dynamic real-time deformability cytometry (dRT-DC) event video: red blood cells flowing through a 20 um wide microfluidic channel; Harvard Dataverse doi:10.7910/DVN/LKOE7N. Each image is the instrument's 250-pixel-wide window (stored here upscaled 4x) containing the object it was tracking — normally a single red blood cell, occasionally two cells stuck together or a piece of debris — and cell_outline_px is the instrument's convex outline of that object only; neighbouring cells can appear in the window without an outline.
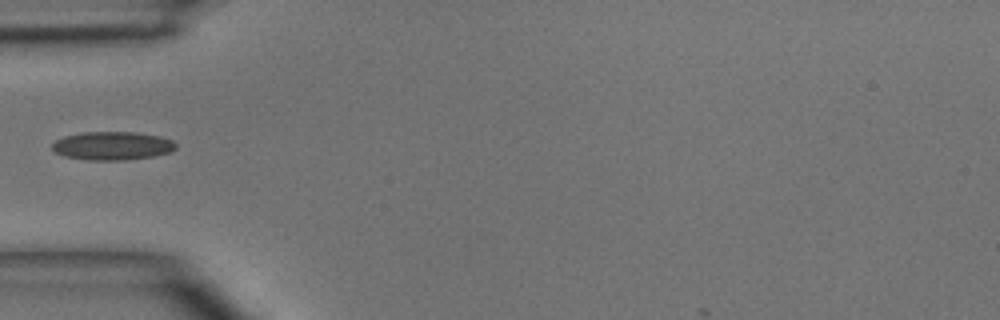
{"species": "common noctule bat (a hibernating species)", "species_latin": "Nyctalus noctula", "temperature_condition": "room temperature", "stored_images_in_passage": 6, "camera_frame_rate_fps": 3000, "um_per_image_px": 0.085, "animal": {"sex": "male", "body_mass_g": 15.6}, "frame": {"image": 1, "passage_image": 5, "time_ms": 4.667, "image_size_px": [1000, 320], "cell_outline_px": [[176, 148], [172, 152], [152, 156], [124, 160], [88, 160], [64, 156], [52, 152], [52, 144], [56, 140], [64, 136], [84, 132], [136, 132], [160, 136], [172, 140], [176, 144]], "centroid_in_image_um": [9.54, 12.39], "position_along_channel_um": 75.5, "area_um2": 20.58}}
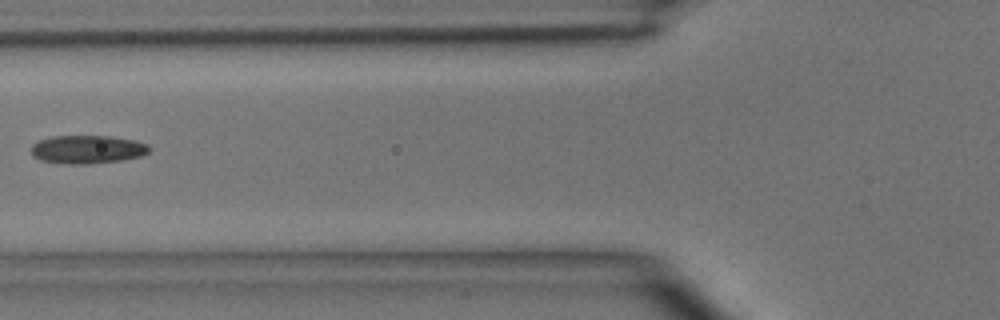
{"frame": {"image": 2, "passage_image": 6, "time_ms": 5.667, "image_size_px": [1000, 320], "cell_outline_px": [[152, 148], [148, 152], [140, 156], [120, 160], [88, 164], [64, 164], [40, 160], [32, 156], [32, 144], [40, 140], [52, 136], [112, 136], [132, 140], [148, 144]], "centroid_in_image_um": [7.41, 12.7], "position_along_channel_um": 118.4, "area_um2": 19.48}}